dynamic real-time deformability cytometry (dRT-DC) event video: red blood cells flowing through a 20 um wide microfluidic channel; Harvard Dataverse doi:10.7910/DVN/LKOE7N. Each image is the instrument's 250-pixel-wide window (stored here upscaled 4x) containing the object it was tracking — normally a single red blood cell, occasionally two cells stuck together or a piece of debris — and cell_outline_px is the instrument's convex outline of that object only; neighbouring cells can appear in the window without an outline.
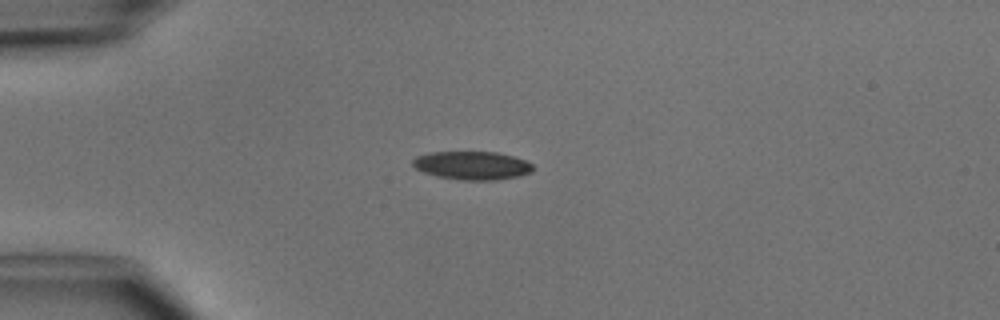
{"species": "common noctule bat (a hibernating species)", "species_latin": "Nyctalus noctula", "temperature_condition": "cold", "stored_images_in_passage": 5, "camera_frame_rate_fps": 3000, "um_per_image_px": 0.085, "animal": {"sex": "male", "body_mass_g": 15.6}, "frame": {"image": 1, "passage_image": 3, "time_ms": 2.333, "image_size_px": [1000, 320], "cell_outline_px": [[532, 172], [520, 176], [496, 180], [464, 180], [436, 176], [424, 172], [416, 168], [412, 164], [412, 160], [416, 156], [428, 152], [496, 152], [512, 156], [524, 160], [532, 164]], "centroid_in_image_um": [40.11, 14.06], "position_along_channel_um": 44.9, "area_um2": 19.83}}
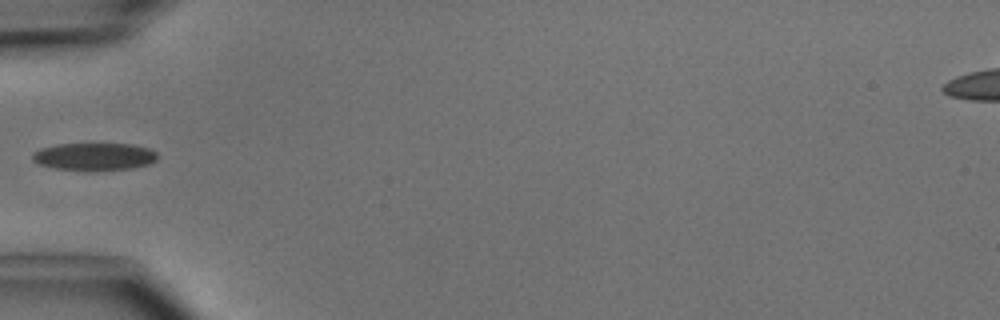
{"frame": {"image": 2, "passage_image": 4, "time_ms": 3.667, "image_size_px": [1000, 320], "cell_outline_px": [[156, 160], [148, 164], [132, 168], [56, 168], [40, 164], [32, 160], [32, 152], [40, 148], [56, 144], [132, 144], [148, 148], [156, 152]], "centroid_in_image_um": [7.99, 13.26], "position_along_channel_um": 77.0, "area_um2": 19.19}}